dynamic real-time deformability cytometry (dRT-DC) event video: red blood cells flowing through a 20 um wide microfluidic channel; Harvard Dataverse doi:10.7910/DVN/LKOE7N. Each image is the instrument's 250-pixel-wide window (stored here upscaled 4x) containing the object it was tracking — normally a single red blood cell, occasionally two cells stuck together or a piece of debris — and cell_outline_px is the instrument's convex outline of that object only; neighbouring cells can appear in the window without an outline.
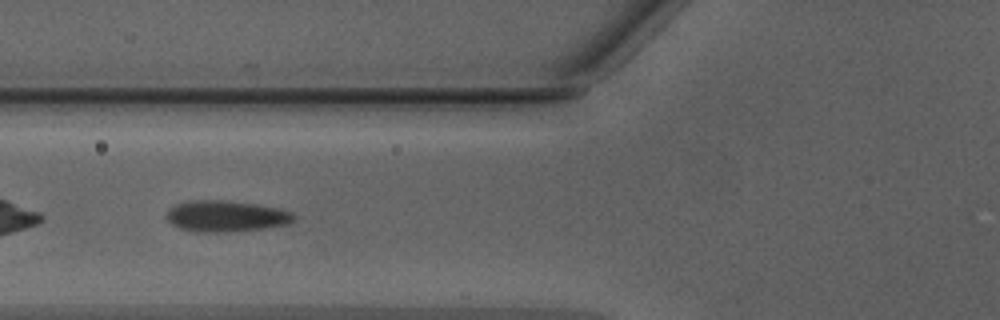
{"species": "Egyptian fruit bat (a non-hibernating species)", "species_latin": "Rousettus aegyptiacus", "temperature_condition": "warm", "stored_images_in_passage": 33, "camera_frame_rate_fps": 3000, "um_per_image_px": 0.085, "animal": {"sex": "male"}, "frame": {"image": 1, "passage_image": 11, "time_ms": 3.333, "image_size_px": [1000, 320], "cell_outline_px": [[296, 216], [288, 224], [264, 228], [224, 232], [196, 232], [180, 228], [172, 224], [168, 220], [168, 208], [176, 204], [192, 200], [220, 200], [256, 204], [280, 208], [292, 212]], "centroid_in_image_um": [19.22, 18.37], "position_along_channel_um": 106.6, "area_um2": 23.0}}
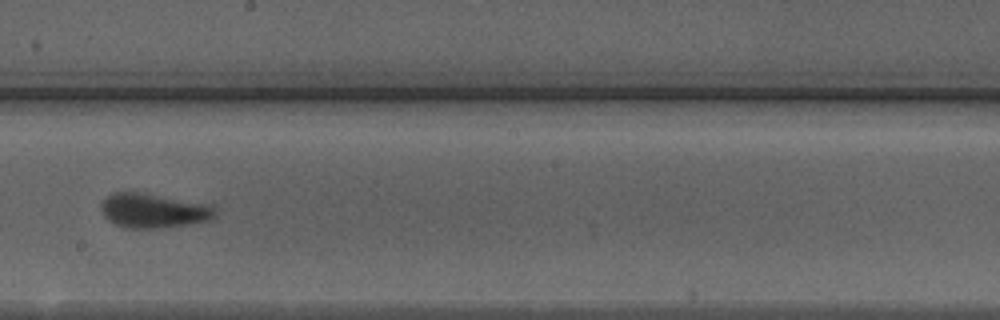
{"frame": {"image": 2, "passage_image": 20, "time_ms": 6.333, "image_size_px": [1000, 320], "cell_outline_px": [[216, 216], [212, 220], [160, 228], [124, 228], [108, 220], [104, 216], [100, 208], [100, 204], [108, 196], [116, 192], [136, 192], [212, 204], [216, 208]], "centroid_in_image_um": [13.07, 17.91], "position_along_channel_um": 235.1, "area_um2": 22.89}}
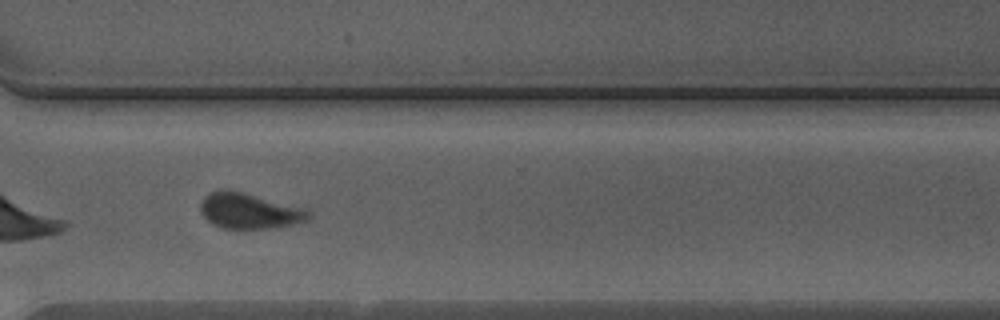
{"frame": {"image": 3, "passage_image": 28, "time_ms": 9.0, "image_size_px": [1000, 320], "cell_outline_px": [[312, 216], [308, 220], [296, 224], [272, 228], [224, 228], [212, 224], [200, 212], [200, 204], [204, 196], [212, 192], [240, 192], [304, 208], [312, 212]], "centroid_in_image_um": [21.24, 17.97], "position_along_channel_um": 349.4, "area_um2": 21.85}, "authors_computed_cell_mechanics": {"area_um2": 23.0044, "velocity_mm_per_s": 4.2949, "shape_relaxation_time_tau1_ms": 4.1325, "shape_relaxation_time_tau2_ms": 0.6902, "deformation_change_tau1": 0.1289, "deformation_change_tau2": 0.0795}}